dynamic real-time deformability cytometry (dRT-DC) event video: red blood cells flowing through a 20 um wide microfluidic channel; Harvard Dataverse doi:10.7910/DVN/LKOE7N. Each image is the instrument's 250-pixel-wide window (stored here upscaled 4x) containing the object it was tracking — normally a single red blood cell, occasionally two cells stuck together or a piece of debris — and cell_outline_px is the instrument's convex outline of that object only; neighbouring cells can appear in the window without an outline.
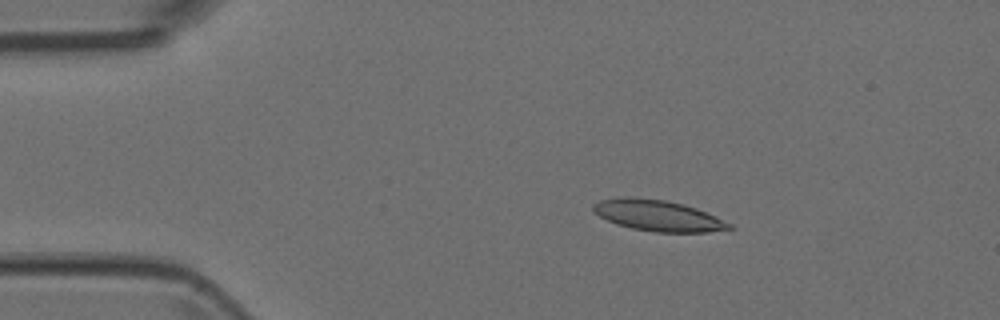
{"species": "Egyptian fruit bat (a non-hibernating species)", "species_latin": "Rousettus aegyptiacus", "temperature_condition": "room temperature", "stored_images_in_passage": 5, "camera_frame_rate_fps": 3000, "um_per_image_px": 0.085, "animal": {"sex": "female"}, "frame": {"image": 1, "passage_image": 3, "time_ms": 0.667, "image_size_px": [1000, 320], "cell_outline_px": [[736, 228], [708, 232], [656, 232], [632, 228], [616, 224], [592, 212], [592, 204], [600, 200], [624, 196], [632, 196], [664, 200], [684, 204], [696, 208], [732, 224]], "centroid_in_image_um": [55.9, 18.31], "position_along_channel_um": 29.1, "area_um2": 24.62}}
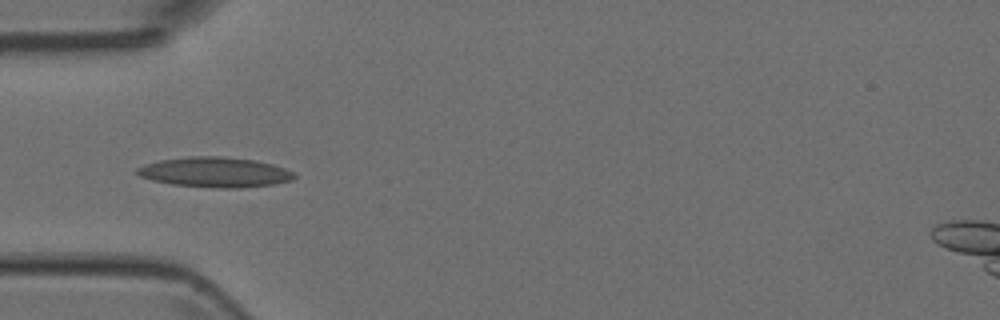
{"frame": {"image": 2, "passage_image": 5, "time_ms": 1.333, "image_size_px": [1000, 320], "cell_outline_px": [[296, 176], [292, 180], [276, 184], [240, 188], [216, 188], [172, 184], [152, 180], [140, 176], [136, 172], [136, 168], [144, 164], [160, 160], [188, 156], [224, 156], [256, 160], [272, 164], [284, 168], [292, 172]], "centroid_in_image_um": [18.27, 14.63], "position_along_channel_um": 66.7, "area_um2": 27.69}}